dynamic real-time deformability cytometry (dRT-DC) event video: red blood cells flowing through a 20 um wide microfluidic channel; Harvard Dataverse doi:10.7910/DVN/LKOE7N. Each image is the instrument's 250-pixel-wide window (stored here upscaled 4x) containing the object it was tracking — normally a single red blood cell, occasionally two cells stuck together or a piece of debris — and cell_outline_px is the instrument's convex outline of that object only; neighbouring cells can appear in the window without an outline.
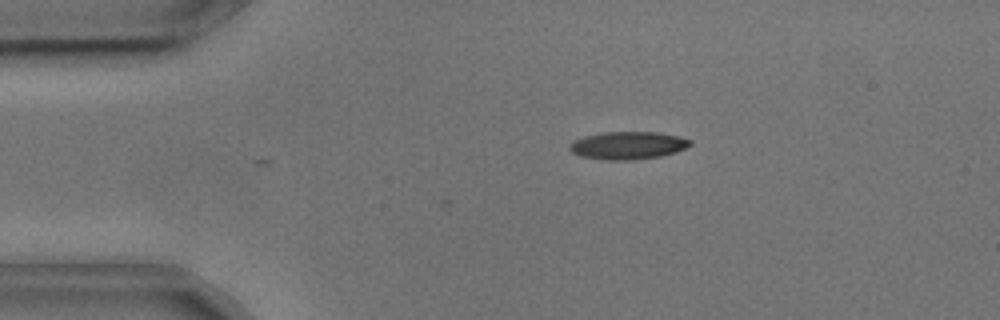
{"species": "common noctule bat (a hibernating species)", "species_latin": "Nyctalus noctula", "temperature_condition": "cold", "stored_images_in_passage": 4, "camera_frame_rate_fps": 3000, "um_per_image_px": 0.085, "animal": {"sex": "male", "body_mass_g": 17.9, "forearm_length_mm": 54.2}, "frame": {"image": 1, "passage_image": 2, "time_ms": 0.333, "image_size_px": [1000, 320], "cell_outline_px": [[692, 144], [676, 152], [660, 156], [628, 160], [608, 160], [580, 156], [572, 152], [568, 148], [568, 144], [572, 140], [584, 136], [604, 132], [656, 132], [676, 136], [692, 140]], "centroid_in_image_um": [53.32, 12.36], "position_along_channel_um": 31.7, "area_um2": 19.42}}